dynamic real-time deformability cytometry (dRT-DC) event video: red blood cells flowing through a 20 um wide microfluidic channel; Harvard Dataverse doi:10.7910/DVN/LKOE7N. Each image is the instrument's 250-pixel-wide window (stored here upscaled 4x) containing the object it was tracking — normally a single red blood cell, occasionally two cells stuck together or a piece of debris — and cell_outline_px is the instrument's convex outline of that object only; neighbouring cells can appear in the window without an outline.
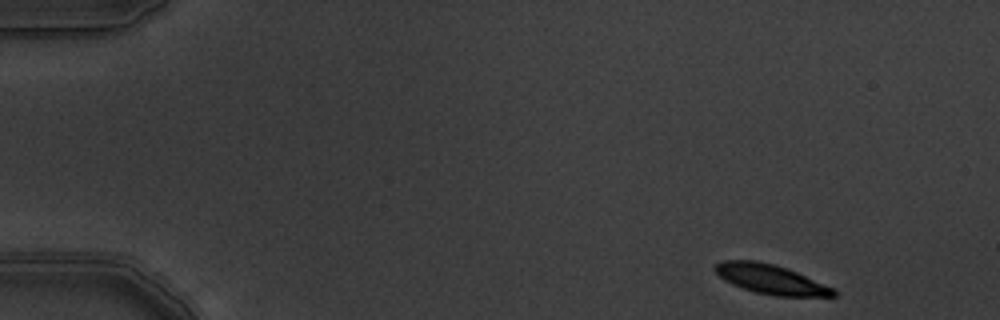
{"species": "common noctule bat (a hibernating species)", "species_latin": "Nyctalus noctula", "temperature_condition": "warm", "stored_images_in_passage": 5, "camera_frame_rate_fps": 3000, "um_per_image_px": 0.085, "animal": {"sex": "male", "body_mass_g": 19.5, "forearm_length_mm": 54.6}, "frame": {"image": 1, "passage_image": 1, "time_ms": 0.0, "image_size_px": [1000, 320], "cell_outline_px": [[840, 292], [836, 296], [776, 296], [756, 292], [732, 284], [724, 280], [712, 268], [720, 260], [756, 260], [788, 268], [836, 288]], "centroid_in_image_um": [65.57, 23.73], "position_along_channel_um": 19.4, "area_um2": 20.58}}